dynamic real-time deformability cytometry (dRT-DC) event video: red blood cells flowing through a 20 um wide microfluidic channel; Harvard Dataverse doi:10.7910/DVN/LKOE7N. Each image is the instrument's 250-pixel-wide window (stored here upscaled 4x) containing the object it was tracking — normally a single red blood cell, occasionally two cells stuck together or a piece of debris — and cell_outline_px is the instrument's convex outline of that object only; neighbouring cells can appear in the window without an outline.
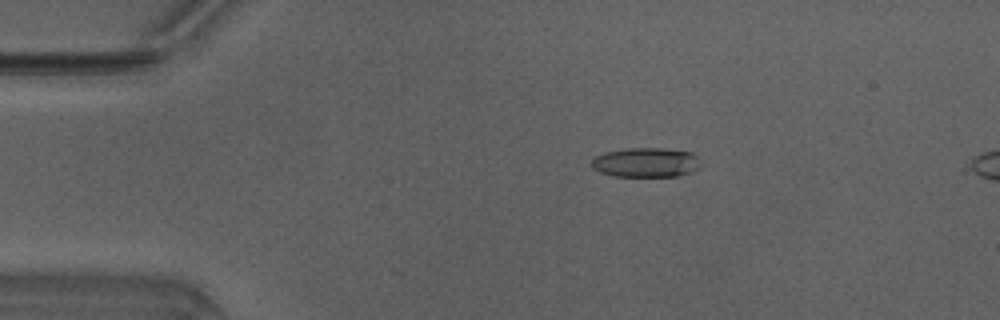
{"species": "Egyptian fruit bat (a non-hibernating species)", "species_latin": "Rousettus aegyptiacus", "temperature_condition": "warm", "stored_images_in_passage": 15, "camera_frame_rate_fps": 3000, "um_per_image_px": 0.085, "animal": {"sex": "male"}, "frame": {"image": 1, "passage_image": 1, "time_ms": 0.0, "image_size_px": [1000, 320], "cell_outline_px": [[700, 168], [692, 172], [676, 176], [616, 176], [600, 172], [592, 168], [592, 160], [596, 156], [604, 152], [628, 148], [664, 148], [692, 152], [700, 160]], "centroid_in_image_um": [54.93, 13.8], "position_along_channel_um": 30.1, "area_um2": 18.84}}
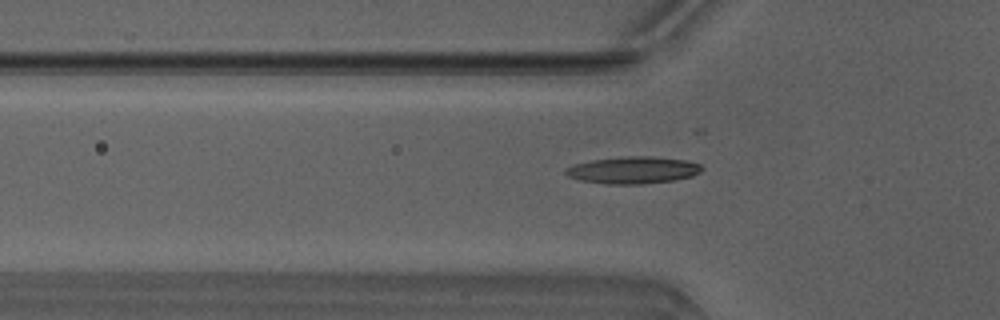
{"frame": {"image": 2, "passage_image": 8, "time_ms": 2.333, "image_size_px": [1000, 320], "cell_outline_px": [[704, 168], [700, 172], [692, 176], [672, 180], [644, 184], [604, 184], [580, 180], [568, 176], [564, 172], [564, 168], [572, 164], [592, 160], [628, 156], [648, 156], [684, 160], [700, 164]], "centroid_in_image_um": [53.77, 14.46], "position_along_channel_um": 72.0, "area_um2": 21.44}}
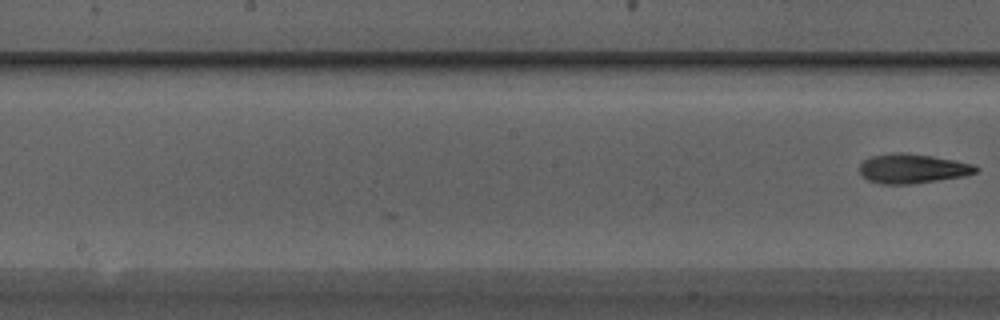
{"frame": {"image": 3, "passage_image": 15, "time_ms": 4.667, "image_size_px": [1000, 320], "cell_outline_px": [[980, 168], [976, 172], [964, 176], [912, 184], [880, 184], [868, 180], [860, 172], [860, 164], [864, 160], [872, 156], [892, 152], [900, 152], [932, 156], [972, 164]], "centroid_in_image_um": [77.54, 14.33], "position_along_channel_um": 170.7, "area_um2": 19.83}}